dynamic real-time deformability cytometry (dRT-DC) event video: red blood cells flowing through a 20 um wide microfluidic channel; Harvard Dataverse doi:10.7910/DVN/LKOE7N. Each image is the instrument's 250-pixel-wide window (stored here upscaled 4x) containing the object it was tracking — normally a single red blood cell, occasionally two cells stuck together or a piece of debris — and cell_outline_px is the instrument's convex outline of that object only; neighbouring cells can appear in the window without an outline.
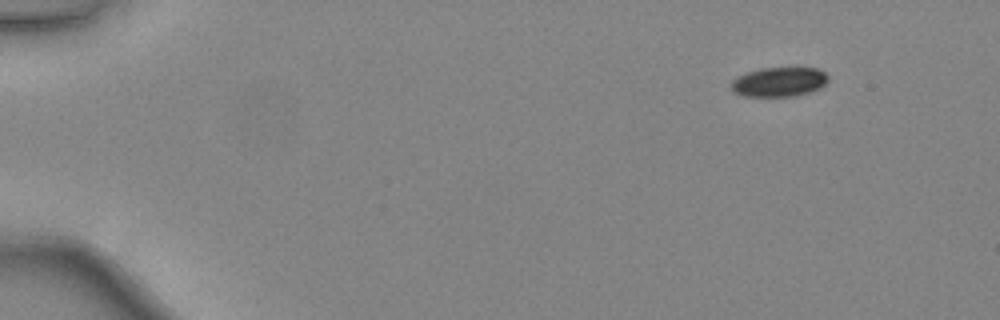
{"species": "common noctule bat (a hibernating species)", "species_latin": "Nyctalus noctula", "temperature_condition": "warm", "stored_images_in_passage": 43, "camera_frame_rate_fps": 3000, "um_per_image_px": 0.085, "animal": {"sex": "female", "body_mass_g": 24.6, "forearm_length_mm": 56.2}, "frame": {"image": 1, "passage_image": 1, "time_ms": 0.0, "image_size_px": [1000, 320], "cell_outline_px": [[828, 80], [820, 88], [812, 92], [796, 96], [744, 96], [732, 92], [732, 80], [748, 72], [760, 68], [816, 68], [824, 72], [828, 76]], "centroid_in_image_um": [66.24, 6.97], "position_along_channel_um": 18.8, "area_um2": 16.59}}
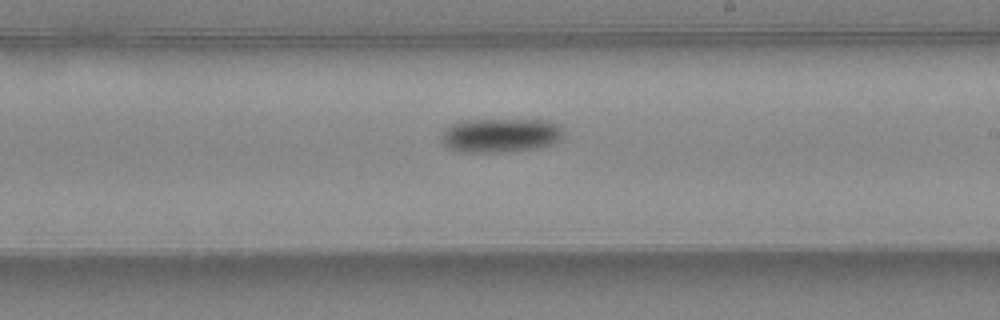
{"frame": {"image": 2, "passage_image": 25, "time_ms": 8.0, "image_size_px": [1000, 320], "cell_outline_px": [[560, 136], [552, 144], [536, 148], [492, 152], [468, 152], [452, 148], [444, 144], [444, 132], [448, 128], [456, 124], [468, 120], [540, 120], [552, 124], [560, 128]], "centroid_in_image_um": [42.53, 11.5], "position_along_channel_um": 246.5, "area_um2": 22.89}}
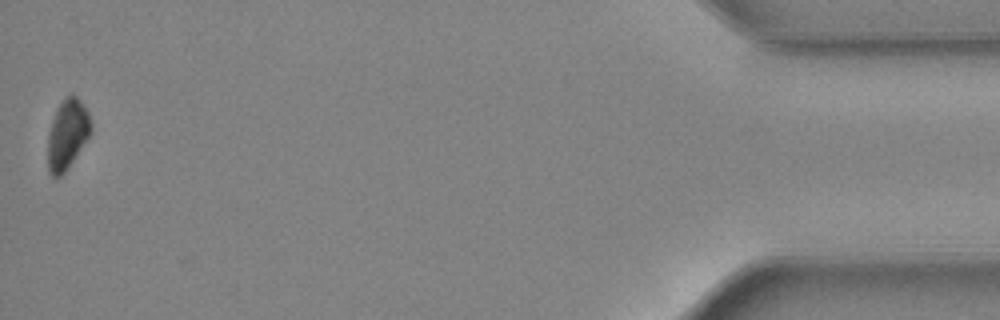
{"frame": {"image": 3, "passage_image": 43, "time_ms": 14.0, "image_size_px": [1000, 320], "cell_outline_px": [[92, 132], [64, 172], [60, 176], [52, 176], [48, 172], [48, 132], [56, 108], [72, 92], [80, 100], [88, 112], [92, 124]], "centroid_in_image_um": [5.72, 11.39], "position_along_channel_um": 429.5, "area_um2": 17.4}, "authors_computed_cell_mechanics": {"area_um2": 20.1722, "velocity_mm_per_s": 4.4436, "shape_relaxation_time_tau1_ms": 3.1872, "shape_relaxation_time_tau2_ms": null, "deformation_change_tau1": 0.1089, "deformation_change_tau2": null}}